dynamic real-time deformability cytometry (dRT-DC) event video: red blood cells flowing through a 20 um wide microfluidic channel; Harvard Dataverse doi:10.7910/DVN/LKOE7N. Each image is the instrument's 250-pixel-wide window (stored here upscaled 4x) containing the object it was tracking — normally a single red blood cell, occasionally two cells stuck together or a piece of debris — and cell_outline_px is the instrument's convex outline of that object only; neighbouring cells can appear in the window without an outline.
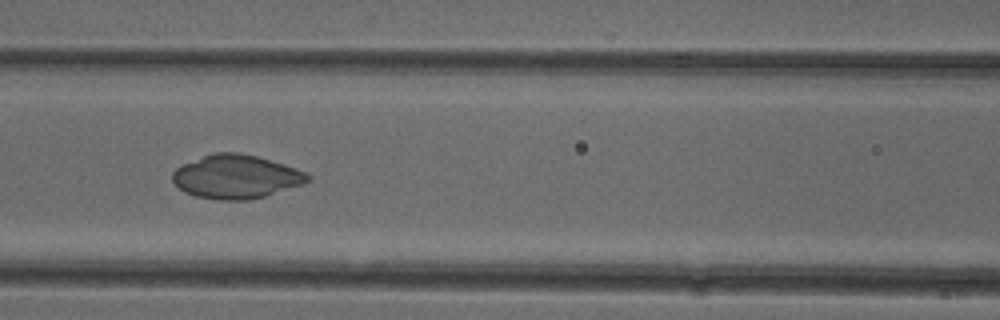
{"species": "common noctule bat (a hibernating species)", "species_latin": "Nyctalus noctula", "temperature_condition": "cold", "stored_images_in_passage": 16, "camera_frame_rate_fps": 3000, "um_per_image_px": 0.085, "animal": {"sex": "female"}, "frame": {"image": 1, "passage_image": 7, "time_ms": 2.0, "image_size_px": [1000, 320], "cell_outline_px": [[312, 180], [264, 196], [248, 200], [220, 200], [196, 196], [184, 192], [172, 180], [172, 172], [176, 168], [184, 164], [212, 152], [240, 152], [256, 156], [284, 164], [304, 172], [312, 176]], "centroid_in_image_um": [20.04, 15.01], "position_along_channel_um": 146.6, "area_um2": 34.1}}
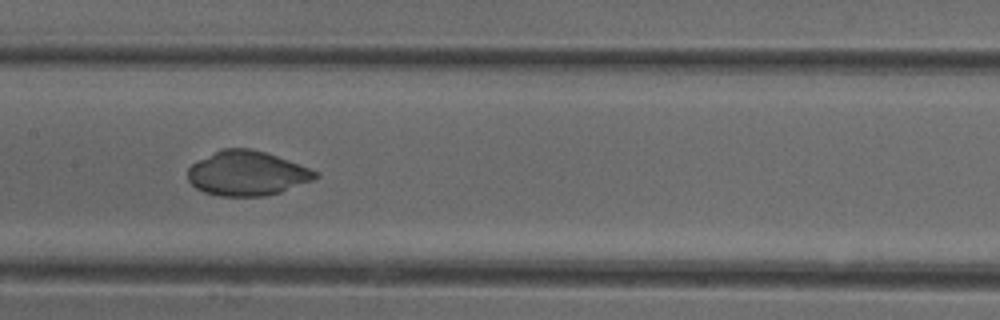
{"frame": {"image": 2, "passage_image": 10, "time_ms": 3.0, "image_size_px": [1000, 320], "cell_outline_px": [[320, 176], [312, 180], [280, 192], [264, 196], [220, 196], [204, 192], [196, 188], [188, 180], [188, 168], [196, 160], [220, 148], [248, 148], [264, 152], [288, 160], [320, 172]], "centroid_in_image_um": [20.97, 14.72], "position_along_channel_um": 186.4, "area_um2": 33.18}}